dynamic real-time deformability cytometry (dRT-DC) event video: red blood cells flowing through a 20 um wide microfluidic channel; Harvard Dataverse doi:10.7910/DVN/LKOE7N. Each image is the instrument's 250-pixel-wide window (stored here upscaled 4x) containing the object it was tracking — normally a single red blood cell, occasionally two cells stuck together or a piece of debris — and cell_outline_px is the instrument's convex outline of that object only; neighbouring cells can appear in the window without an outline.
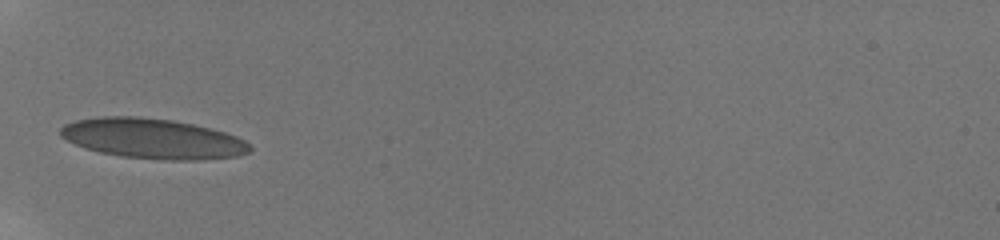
{"species": "human", "species_latin": "Homo sapiens", "temperature_condition": "room temperature", "stored_images_in_passage": 22, "camera_frame_rate_fps": 3000, "um_per_image_px": 0.085, "donor": {"sex": "male"}, "frame": {"image": 1, "passage_image": 1, "time_ms": 0.0, "image_size_px": [1000, 240], "cell_outline_px": [[252, 152], [236, 156], [196, 160], [164, 160], [120, 156], [100, 152], [84, 148], [60, 136], [60, 128], [64, 124], [76, 120], [100, 116], [140, 116], [172, 120], [212, 128], [236, 136], [244, 140], [252, 148]], "centroid_in_image_um": [12.98, 11.78], "position_along_channel_um": 72.0, "area_um2": 44.39}}
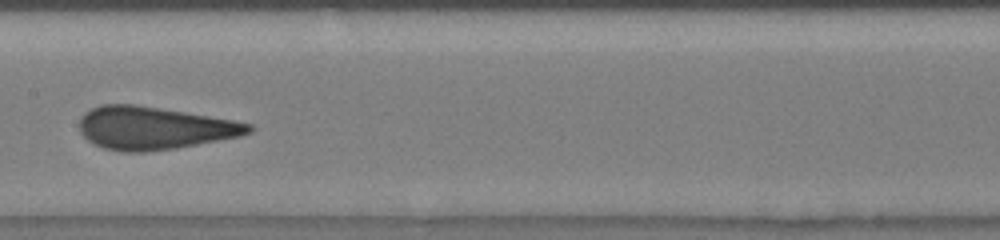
{"frame": {"image": 2, "passage_image": 7, "time_ms": 3.333, "image_size_px": [1000, 240], "cell_outline_px": [[252, 132], [240, 136], [176, 148], [144, 152], [120, 152], [104, 148], [88, 140], [80, 132], [80, 120], [84, 112], [100, 104], [136, 104], [232, 120], [252, 124]], "centroid_in_image_um": [13.06, 10.88], "position_along_channel_um": 194.3, "area_um2": 41.96}}
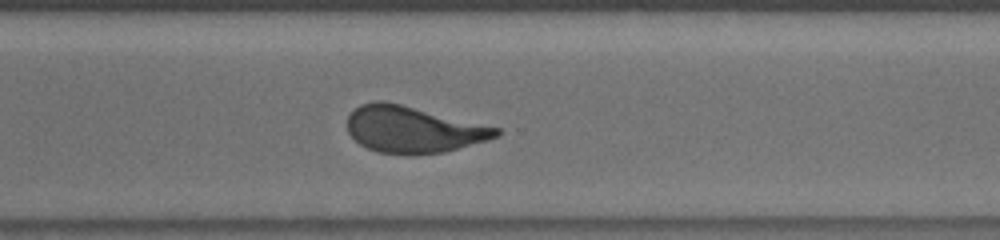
{"frame": {"image": 3, "passage_image": 14, "time_ms": 7.0, "image_size_px": [1000, 240], "cell_outline_px": [[500, 136], [488, 140], [444, 152], [412, 156], [376, 152], [360, 144], [348, 132], [348, 116], [360, 104], [376, 100], [380, 100], [400, 104], [500, 128]], "centroid_in_image_um": [35.11, 11.03], "position_along_channel_um": 335.5, "area_um2": 40.34}, "authors_computed_cell_mechanics": {"area_um2": 41.327, "velocity_mm_per_s": 3.872, "shape_relaxation_time_tau1_ms": 7.4712, "shape_relaxation_time_tau2_ms": null, "deformation_change_tau1": 0.1997, "deformation_change_tau2": null}}